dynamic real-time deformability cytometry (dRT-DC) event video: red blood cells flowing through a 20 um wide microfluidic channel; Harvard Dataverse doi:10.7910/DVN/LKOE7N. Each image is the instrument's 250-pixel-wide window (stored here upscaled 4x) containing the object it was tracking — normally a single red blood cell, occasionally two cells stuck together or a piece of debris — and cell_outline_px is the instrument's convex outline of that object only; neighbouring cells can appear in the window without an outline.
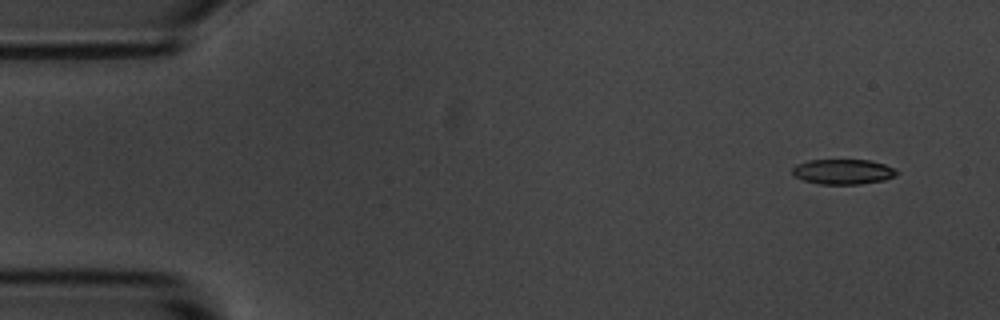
{"species": "common noctule bat (a hibernating species)", "species_latin": "Nyctalus noctula", "temperature_condition": "room temperature", "stored_images_in_passage": 5, "camera_frame_rate_fps": 3000, "um_per_image_px": 0.085, "animal": {"sex": "male", "body_mass_g": 20.1, "forearm_length_mm": 53.5}, "frame": {"image": 1, "passage_image": 1, "time_ms": 0.0, "image_size_px": [1000, 320], "cell_outline_px": [[896, 176], [884, 180], [860, 184], [820, 184], [804, 180], [792, 176], [792, 168], [796, 164], [808, 160], [872, 160], [896, 168]], "centroid_in_image_um": [71.64, 14.59], "position_along_channel_um": 13.4, "area_um2": 15.37}}